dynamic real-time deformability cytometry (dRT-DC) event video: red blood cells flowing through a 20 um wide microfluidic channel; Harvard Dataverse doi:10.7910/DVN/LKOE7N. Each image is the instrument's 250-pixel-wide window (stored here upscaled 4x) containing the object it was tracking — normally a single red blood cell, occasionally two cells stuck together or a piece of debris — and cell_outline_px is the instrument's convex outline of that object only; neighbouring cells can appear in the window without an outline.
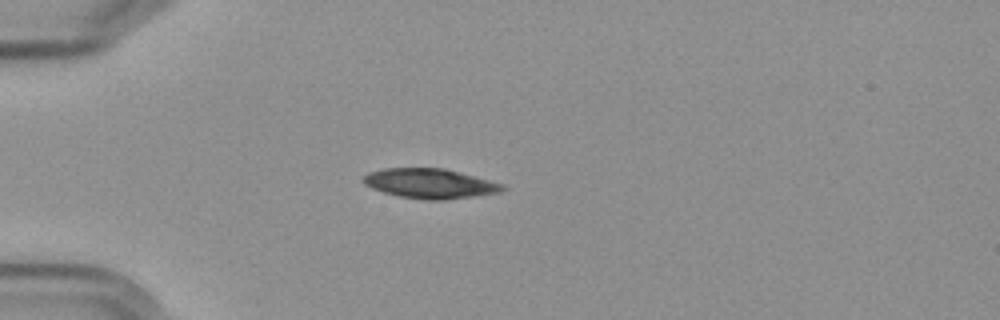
{"species": "Egyptian fruit bat (a non-hibernating species)", "species_latin": "Rousettus aegyptiacus", "temperature_condition": "cold", "stored_images_in_passage": 3, "camera_frame_rate_fps": 3000, "um_per_image_px": 0.085, "frame": {"image": 1, "passage_image": 1, "time_ms": 0.0, "image_size_px": [1000, 320], "cell_outline_px": [[504, 188], [500, 192], [444, 200], [428, 200], [400, 196], [384, 192], [372, 188], [364, 184], [360, 180], [368, 172], [384, 168], [444, 168], [460, 172], [504, 184]], "centroid_in_image_um": [36.51, 15.59], "position_along_channel_um": 48.5, "area_um2": 23.99}}
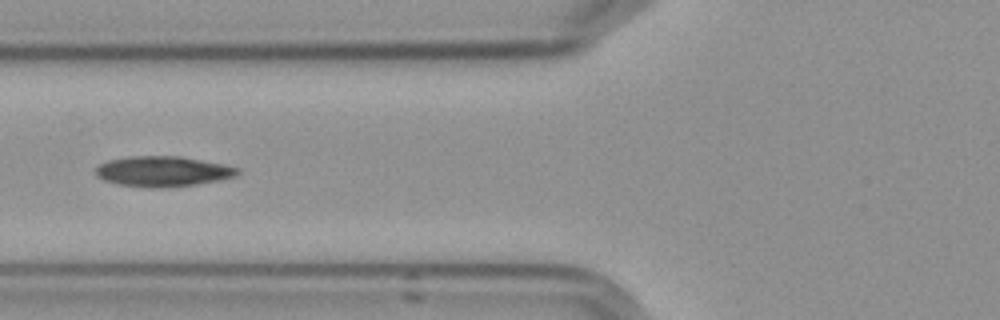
{"frame": {"image": 2, "passage_image": 3, "time_ms": 2.333, "image_size_px": [1000, 320], "cell_outline_px": [[240, 172], [236, 176], [196, 184], [160, 188], [148, 188], [120, 184], [104, 180], [96, 176], [96, 168], [100, 164], [108, 160], [132, 156], [180, 156], [240, 168]], "centroid_in_image_um": [13.82, 14.57], "position_along_channel_um": 112.0, "area_um2": 24.8}}